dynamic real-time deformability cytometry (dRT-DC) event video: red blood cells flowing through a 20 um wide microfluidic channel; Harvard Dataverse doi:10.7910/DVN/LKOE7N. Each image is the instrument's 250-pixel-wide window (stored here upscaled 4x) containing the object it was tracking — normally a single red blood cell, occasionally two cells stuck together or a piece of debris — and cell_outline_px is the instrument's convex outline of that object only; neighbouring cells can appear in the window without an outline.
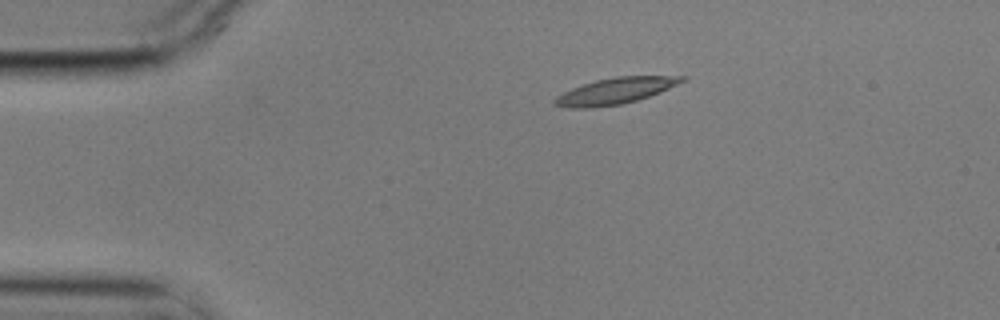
{"species": "common noctule bat (a hibernating species)", "species_latin": "Nyctalus noctula", "temperature_condition": "cold", "stored_images_in_passage": 4, "camera_frame_rate_fps": 3000, "um_per_image_px": 0.085, "animal": {"sex": "male", "body_mass_g": 17.9}, "frame": {"image": 1, "passage_image": 1, "time_ms": 0.0, "image_size_px": [1000, 320], "cell_outline_px": [[688, 76], [684, 80], [660, 92], [636, 100], [620, 104], [592, 108], [568, 108], [552, 104], [552, 100], [556, 96], [572, 88], [596, 80], [616, 76]], "centroid_in_image_um": [52.24, 7.73], "position_along_channel_um": 32.8, "area_um2": 19.19}}
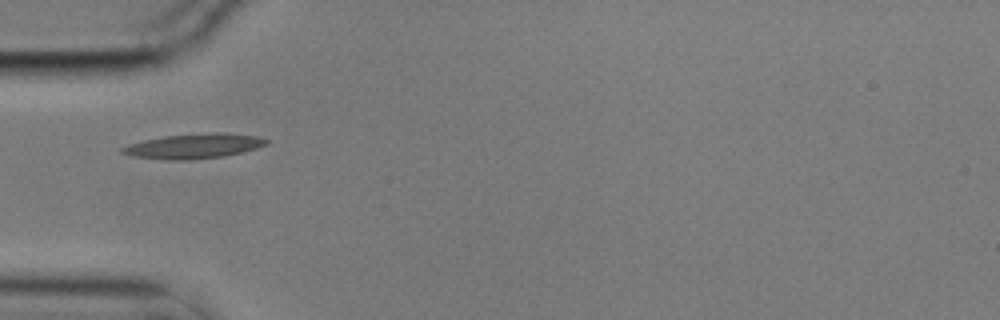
{"frame": {"image": 2, "passage_image": 3, "time_ms": 0.667, "image_size_px": [1000, 320], "cell_outline_px": [[268, 144], [256, 148], [224, 156], [192, 160], [168, 160], [132, 156], [120, 152], [120, 148], [128, 144], [144, 140], [164, 136], [216, 132], [224, 132], [256, 136], [268, 140]], "centroid_in_image_um": [16.45, 12.42], "position_along_channel_um": 68.6, "area_um2": 20.81}}
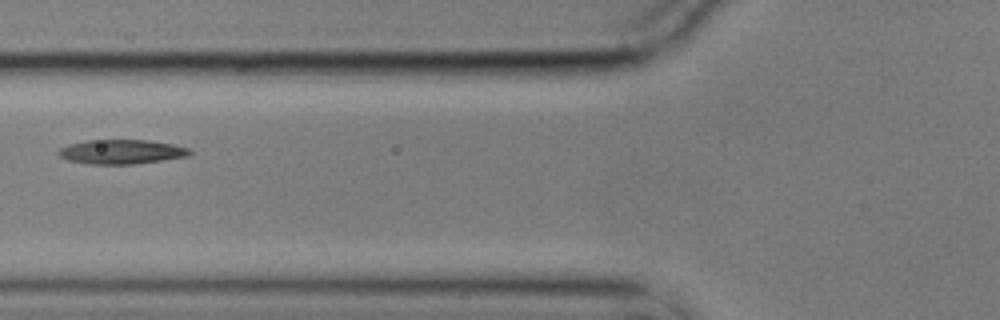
{"frame": {"image": 3, "passage_image": 4, "time_ms": 1.0, "image_size_px": [1000, 320], "cell_outline_px": [[192, 152], [188, 156], [132, 164], [88, 164], [68, 160], [60, 156], [56, 152], [60, 148], [68, 144], [88, 140], [148, 140], [172, 144], [188, 148]], "centroid_in_image_um": [10.28, 12.9], "position_along_channel_um": 115.5, "area_um2": 18.5}}